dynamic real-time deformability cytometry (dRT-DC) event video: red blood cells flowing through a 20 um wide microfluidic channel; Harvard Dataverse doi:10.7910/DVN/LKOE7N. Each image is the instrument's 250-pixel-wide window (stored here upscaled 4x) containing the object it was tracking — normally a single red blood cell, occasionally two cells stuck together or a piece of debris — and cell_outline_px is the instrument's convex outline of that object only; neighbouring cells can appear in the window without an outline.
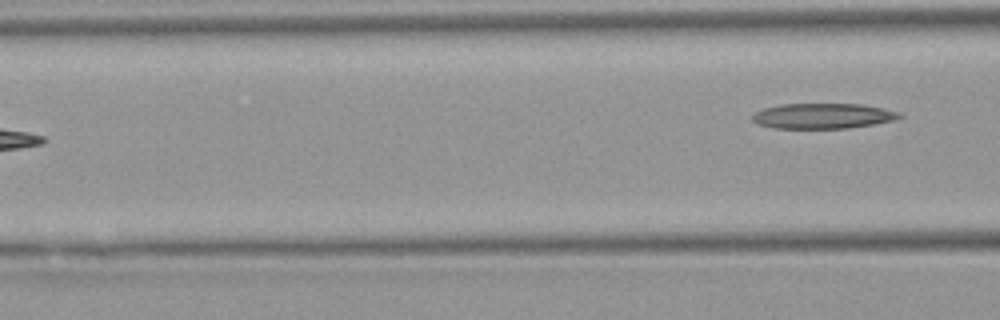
{"species": "Egyptian fruit bat (a non-hibernating species)", "species_latin": "Rousettus aegyptiacus", "temperature_condition": "warm", "stored_images_in_passage": 3, "camera_frame_rate_fps": 3000, "um_per_image_px": 0.085, "animal": {"sex": "female"}, "frame": {"image": 1, "passage_image": 3, "time_ms": 0.667, "image_size_px": [1000, 320], "cell_outline_px": [[904, 116], [896, 120], [848, 128], [772, 128], [760, 124], [752, 120], [752, 116], [756, 112], [764, 108], [780, 104], [860, 104], [900, 112]], "centroid_in_image_um": [69.95, 9.85], "position_along_channel_um": 96.6, "area_um2": 21.56}}